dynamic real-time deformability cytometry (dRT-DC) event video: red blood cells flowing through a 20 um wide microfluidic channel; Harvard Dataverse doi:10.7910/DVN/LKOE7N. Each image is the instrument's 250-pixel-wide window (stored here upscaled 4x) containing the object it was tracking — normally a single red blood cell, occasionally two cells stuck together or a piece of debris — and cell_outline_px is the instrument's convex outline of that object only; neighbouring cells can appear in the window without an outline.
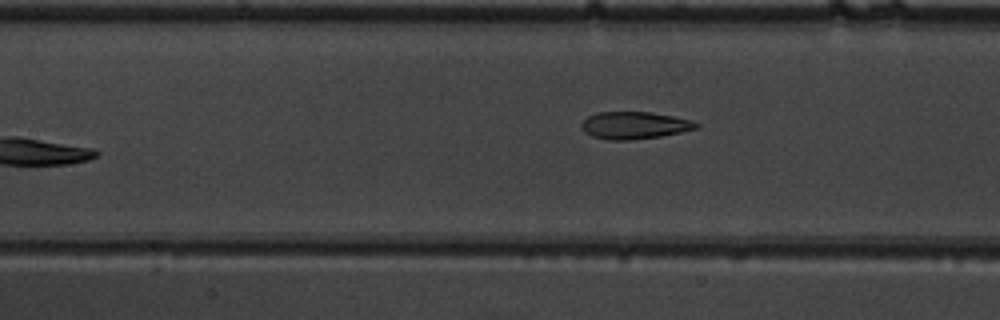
{"species": "common noctule bat (a hibernating species)", "species_latin": "Nyctalus noctula", "temperature_condition": "warm", "stored_images_in_passage": 7, "camera_frame_rate_fps": 3000, "um_per_image_px": 0.085, "animal": {"sex": "male", "body_mass_g": 19.5, "forearm_length_mm": 54.6}, "frame": {"image": 1, "passage_image": 6, "time_ms": 1.667, "image_size_px": [1000, 320], "cell_outline_px": [[700, 128], [660, 136], [632, 140], [608, 140], [592, 136], [584, 132], [580, 128], [580, 124], [588, 116], [600, 112], [648, 112], [672, 116], [692, 120], [700, 124]], "centroid_in_image_um": [53.92, 10.66], "position_along_channel_um": 153.5, "area_um2": 18.26}}
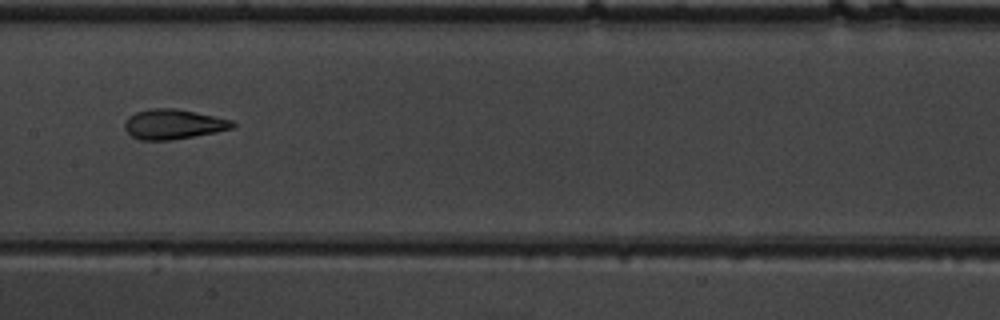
{"frame": {"image": 2, "passage_image": 7, "time_ms": 2.0, "image_size_px": [1000, 320], "cell_outline_px": [[236, 124], [232, 128], [216, 132], [172, 140], [140, 140], [132, 136], [124, 128], [124, 124], [128, 116], [136, 112], [152, 108], [176, 108], [232, 120]], "centroid_in_image_um": [14.71, 10.56], "position_along_channel_um": 192.7, "area_um2": 18.73}}